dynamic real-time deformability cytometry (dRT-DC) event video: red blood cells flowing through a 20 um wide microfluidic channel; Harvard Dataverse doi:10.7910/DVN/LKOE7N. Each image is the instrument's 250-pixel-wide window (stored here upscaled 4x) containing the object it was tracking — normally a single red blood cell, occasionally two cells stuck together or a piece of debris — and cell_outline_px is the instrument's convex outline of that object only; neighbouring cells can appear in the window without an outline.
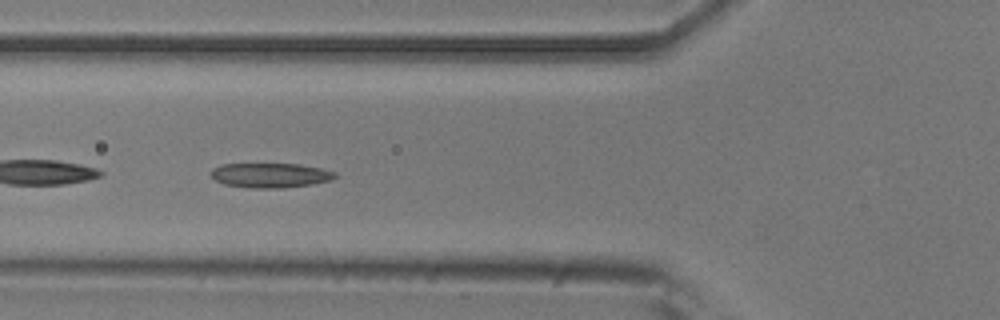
{"species": "common noctule bat (a hibernating species)", "species_latin": "Nyctalus noctula", "temperature_condition": "room temperature", "stored_images_in_passage": 43, "camera_frame_rate_fps": 3000, "um_per_image_px": 0.085, "animal": {"sex": "male", "body_mass_g": 20.5, "forearm_length_mm": 52.5}, "frame": {"image": 1, "passage_image": 11, "time_ms": 3.333, "image_size_px": [1000, 320], "cell_outline_px": [[336, 176], [332, 180], [312, 184], [284, 188], [252, 188], [224, 184], [216, 180], [212, 176], [212, 168], [224, 164], [300, 164], [320, 168], [336, 172]], "centroid_in_image_um": [23.01, 14.9], "position_along_channel_um": 102.8, "area_um2": 17.74}}
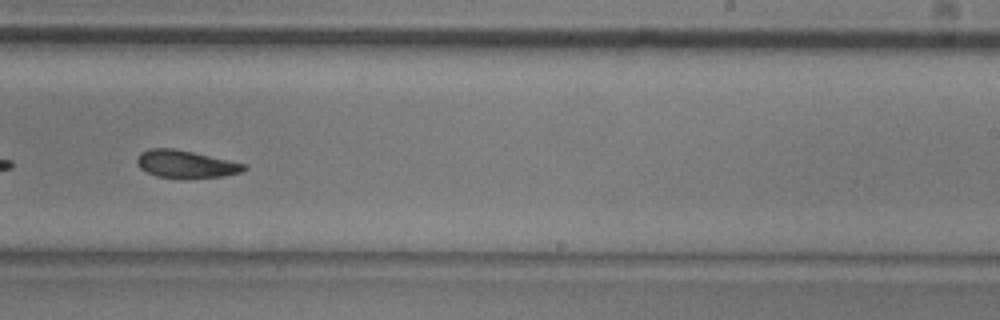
{"frame": {"image": 2, "passage_image": 24, "time_ms": 7.667, "image_size_px": [1000, 320], "cell_outline_px": [[248, 168], [240, 172], [224, 176], [156, 176], [140, 168], [136, 164], [136, 160], [140, 152], [148, 148], [172, 148], [192, 152], [228, 160], [244, 164]], "centroid_in_image_um": [15.73, 13.91], "position_along_channel_um": 273.3, "area_um2": 16.47}}
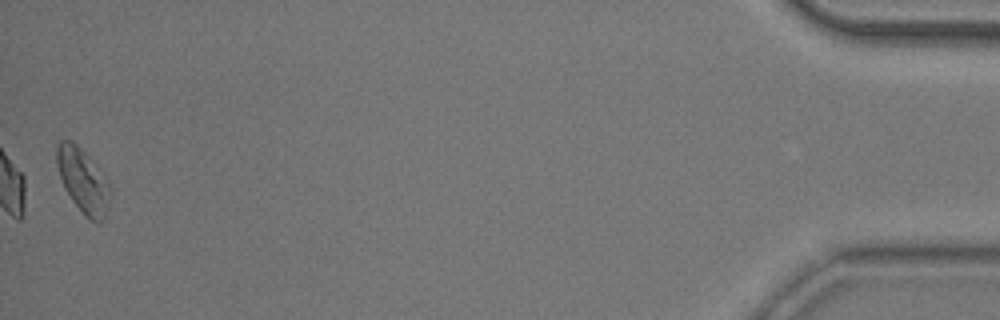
{"frame": {"image": 3, "passage_image": 43, "time_ms": 14.0, "image_size_px": [1000, 320], "cell_outline_px": [[112, 192], [104, 220], [92, 220], [84, 216], [72, 200], [64, 188], [56, 164], [56, 144], [60, 140], [72, 140], [84, 152], [108, 180], [112, 188]], "centroid_in_image_um": [7.05, 15.35], "position_along_channel_um": 428.1, "area_um2": 20.0}, "authors_computed_cell_mechanics": {"area_um2": 17.8024, "velocity_mm_per_s": 3.9303, "shape_relaxation_time_tau1_ms": 5.3745, "shape_relaxation_time_tau2_ms": 2.9869, "deformation_change_tau1": 0.125, "deformation_change_tau2": 0.0857}}